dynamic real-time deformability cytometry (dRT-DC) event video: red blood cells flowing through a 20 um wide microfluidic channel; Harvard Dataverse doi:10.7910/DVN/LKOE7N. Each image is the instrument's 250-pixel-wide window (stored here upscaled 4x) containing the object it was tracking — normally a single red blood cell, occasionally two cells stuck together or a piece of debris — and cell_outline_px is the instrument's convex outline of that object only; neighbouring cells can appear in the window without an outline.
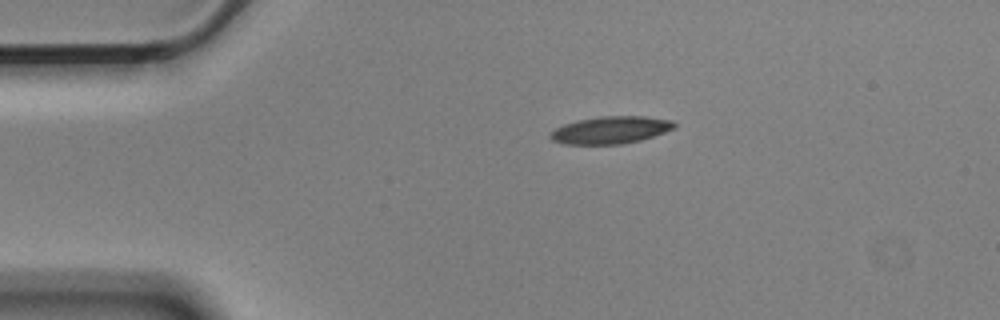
{"species": "Egyptian fruit bat (a non-hibernating species)", "species_latin": "Rousettus aegyptiacus", "temperature_condition": "cold", "stored_images_in_passage": 46, "camera_frame_rate_fps": 3000, "um_per_image_px": 0.085, "animal": {"sex": "male"}, "frame": {"image": 1, "passage_image": 1, "time_ms": 0.0, "image_size_px": [1000, 320], "cell_outline_px": [[676, 128], [640, 140], [624, 144], [564, 144], [552, 140], [548, 136], [556, 128], [564, 124], [576, 120], [600, 116], [644, 116], [672, 120], [676, 124]], "centroid_in_image_um": [51.9, 11.04], "position_along_channel_um": 33.1, "area_um2": 19.77}}
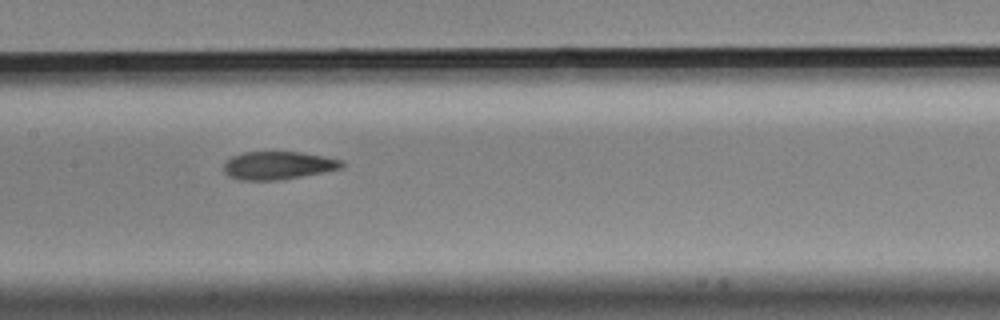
{"frame": {"image": 2, "passage_image": 17, "time_ms": 5.333, "image_size_px": [1000, 320], "cell_outline_px": [[344, 168], [324, 172], [276, 180], [240, 180], [228, 176], [224, 172], [224, 164], [232, 156], [244, 152], [300, 152], [344, 160]], "centroid_in_image_um": [23.65, 14.06], "position_along_channel_um": 183.7, "area_um2": 19.19}}
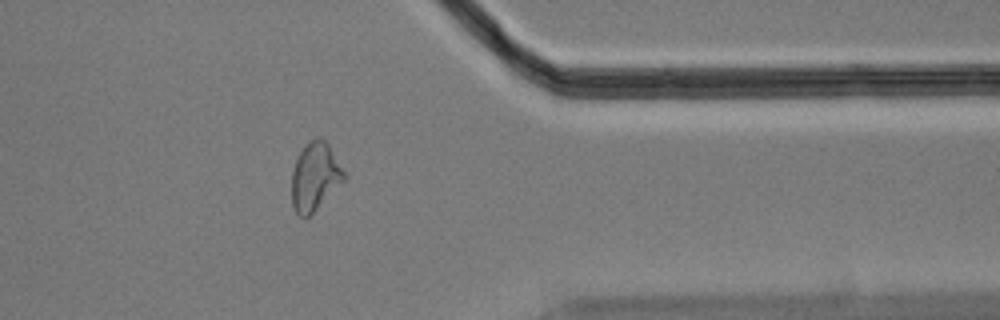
{"frame": {"image": 3, "passage_image": 35, "time_ms": 11.333, "image_size_px": [1000, 320], "cell_outline_px": [[344, 180], [308, 216], [300, 216], [296, 212], [292, 204], [292, 172], [296, 160], [304, 144], [316, 136], [324, 140], [328, 144], [344, 172]], "centroid_in_image_um": [26.74, 14.97], "position_along_channel_um": 384.7, "area_um2": 20.11}, "authors_computed_cell_mechanics": {"area_um2": 20.0566, "velocity_mm_per_s": 3.5765, "shape_relaxation_time_tau1_ms": 7.0946, "shape_relaxation_time_tau2_ms": 2.5945, "deformation_change_tau1": 0.1923, "deformation_change_tau2": 0.1008}}